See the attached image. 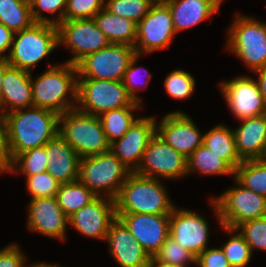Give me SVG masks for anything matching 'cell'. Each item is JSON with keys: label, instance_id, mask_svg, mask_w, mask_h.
<instances>
[{"label": "cell", "instance_id": "23", "mask_svg": "<svg viewBox=\"0 0 266 267\" xmlns=\"http://www.w3.org/2000/svg\"><path fill=\"white\" fill-rule=\"evenodd\" d=\"M233 128L236 150L242 160L263 159L266 154V113L239 120Z\"/></svg>", "mask_w": 266, "mask_h": 267}, {"label": "cell", "instance_id": "20", "mask_svg": "<svg viewBox=\"0 0 266 267\" xmlns=\"http://www.w3.org/2000/svg\"><path fill=\"white\" fill-rule=\"evenodd\" d=\"M115 218L114 199L97 196L88 205L69 216V226L81 236L105 241L109 225Z\"/></svg>", "mask_w": 266, "mask_h": 267}, {"label": "cell", "instance_id": "33", "mask_svg": "<svg viewBox=\"0 0 266 267\" xmlns=\"http://www.w3.org/2000/svg\"><path fill=\"white\" fill-rule=\"evenodd\" d=\"M229 238L221 245L231 267H247L253 257L250 246L237 229L220 226Z\"/></svg>", "mask_w": 266, "mask_h": 267}, {"label": "cell", "instance_id": "36", "mask_svg": "<svg viewBox=\"0 0 266 267\" xmlns=\"http://www.w3.org/2000/svg\"><path fill=\"white\" fill-rule=\"evenodd\" d=\"M196 79L194 75L182 69H176L167 74L163 86L169 97L176 100H187L194 94Z\"/></svg>", "mask_w": 266, "mask_h": 267}, {"label": "cell", "instance_id": "5", "mask_svg": "<svg viewBox=\"0 0 266 267\" xmlns=\"http://www.w3.org/2000/svg\"><path fill=\"white\" fill-rule=\"evenodd\" d=\"M233 180L234 187L208 198V203L218 225L236 229L244 222L266 216V197L244 187L234 177Z\"/></svg>", "mask_w": 266, "mask_h": 267}, {"label": "cell", "instance_id": "16", "mask_svg": "<svg viewBox=\"0 0 266 267\" xmlns=\"http://www.w3.org/2000/svg\"><path fill=\"white\" fill-rule=\"evenodd\" d=\"M156 133L186 158L203 145L204 134L182 110L168 112L159 122L156 120Z\"/></svg>", "mask_w": 266, "mask_h": 267}, {"label": "cell", "instance_id": "50", "mask_svg": "<svg viewBox=\"0 0 266 267\" xmlns=\"http://www.w3.org/2000/svg\"><path fill=\"white\" fill-rule=\"evenodd\" d=\"M30 267H64L61 265H56V264H51V263H47V262H36V263H31Z\"/></svg>", "mask_w": 266, "mask_h": 267}, {"label": "cell", "instance_id": "24", "mask_svg": "<svg viewBox=\"0 0 266 267\" xmlns=\"http://www.w3.org/2000/svg\"><path fill=\"white\" fill-rule=\"evenodd\" d=\"M48 170L59 183H70L78 180L80 156L57 134L46 145Z\"/></svg>", "mask_w": 266, "mask_h": 267}, {"label": "cell", "instance_id": "21", "mask_svg": "<svg viewBox=\"0 0 266 267\" xmlns=\"http://www.w3.org/2000/svg\"><path fill=\"white\" fill-rule=\"evenodd\" d=\"M105 242H108L110 257L120 267L147 266L150 256L119 218L116 217L109 225Z\"/></svg>", "mask_w": 266, "mask_h": 267}, {"label": "cell", "instance_id": "43", "mask_svg": "<svg viewBox=\"0 0 266 267\" xmlns=\"http://www.w3.org/2000/svg\"><path fill=\"white\" fill-rule=\"evenodd\" d=\"M24 251L18 243H10L0 249V267H30Z\"/></svg>", "mask_w": 266, "mask_h": 267}, {"label": "cell", "instance_id": "46", "mask_svg": "<svg viewBox=\"0 0 266 267\" xmlns=\"http://www.w3.org/2000/svg\"><path fill=\"white\" fill-rule=\"evenodd\" d=\"M14 33L4 24L0 23V57L9 56Z\"/></svg>", "mask_w": 266, "mask_h": 267}, {"label": "cell", "instance_id": "14", "mask_svg": "<svg viewBox=\"0 0 266 267\" xmlns=\"http://www.w3.org/2000/svg\"><path fill=\"white\" fill-rule=\"evenodd\" d=\"M217 85L227 107L238 121L266 113V103L252 75H237Z\"/></svg>", "mask_w": 266, "mask_h": 267}, {"label": "cell", "instance_id": "6", "mask_svg": "<svg viewBox=\"0 0 266 267\" xmlns=\"http://www.w3.org/2000/svg\"><path fill=\"white\" fill-rule=\"evenodd\" d=\"M58 134L76 151L80 158L110 151L98 116L77 108L59 115Z\"/></svg>", "mask_w": 266, "mask_h": 267}, {"label": "cell", "instance_id": "30", "mask_svg": "<svg viewBox=\"0 0 266 267\" xmlns=\"http://www.w3.org/2000/svg\"><path fill=\"white\" fill-rule=\"evenodd\" d=\"M97 196L79 180L60 184L56 194L58 205L69 217L80 208L88 205Z\"/></svg>", "mask_w": 266, "mask_h": 267}, {"label": "cell", "instance_id": "19", "mask_svg": "<svg viewBox=\"0 0 266 267\" xmlns=\"http://www.w3.org/2000/svg\"><path fill=\"white\" fill-rule=\"evenodd\" d=\"M143 250L154 257L169 237L170 215L115 213Z\"/></svg>", "mask_w": 266, "mask_h": 267}, {"label": "cell", "instance_id": "22", "mask_svg": "<svg viewBox=\"0 0 266 267\" xmlns=\"http://www.w3.org/2000/svg\"><path fill=\"white\" fill-rule=\"evenodd\" d=\"M32 106L31 72L9 66L2 80L0 116Z\"/></svg>", "mask_w": 266, "mask_h": 267}, {"label": "cell", "instance_id": "13", "mask_svg": "<svg viewBox=\"0 0 266 267\" xmlns=\"http://www.w3.org/2000/svg\"><path fill=\"white\" fill-rule=\"evenodd\" d=\"M135 54V48L130 45L109 44L76 65L78 78L122 81Z\"/></svg>", "mask_w": 266, "mask_h": 267}, {"label": "cell", "instance_id": "34", "mask_svg": "<svg viewBox=\"0 0 266 267\" xmlns=\"http://www.w3.org/2000/svg\"><path fill=\"white\" fill-rule=\"evenodd\" d=\"M45 145L27 150L12 160V174L33 176L48 170Z\"/></svg>", "mask_w": 266, "mask_h": 267}, {"label": "cell", "instance_id": "47", "mask_svg": "<svg viewBox=\"0 0 266 267\" xmlns=\"http://www.w3.org/2000/svg\"><path fill=\"white\" fill-rule=\"evenodd\" d=\"M252 74L257 76L255 78H257L256 81L258 83L260 93L266 103V66L264 68L254 71Z\"/></svg>", "mask_w": 266, "mask_h": 267}, {"label": "cell", "instance_id": "17", "mask_svg": "<svg viewBox=\"0 0 266 267\" xmlns=\"http://www.w3.org/2000/svg\"><path fill=\"white\" fill-rule=\"evenodd\" d=\"M26 227L30 232L65 241L69 217L58 205L56 197L30 199L27 205Z\"/></svg>", "mask_w": 266, "mask_h": 267}, {"label": "cell", "instance_id": "27", "mask_svg": "<svg viewBox=\"0 0 266 267\" xmlns=\"http://www.w3.org/2000/svg\"><path fill=\"white\" fill-rule=\"evenodd\" d=\"M203 146L223 159L234 171L242 163L236 150L233 129L218 123L204 133Z\"/></svg>", "mask_w": 266, "mask_h": 267}, {"label": "cell", "instance_id": "4", "mask_svg": "<svg viewBox=\"0 0 266 267\" xmlns=\"http://www.w3.org/2000/svg\"><path fill=\"white\" fill-rule=\"evenodd\" d=\"M226 31L225 50L245 64L251 73L266 66V23L236 13Z\"/></svg>", "mask_w": 266, "mask_h": 267}, {"label": "cell", "instance_id": "26", "mask_svg": "<svg viewBox=\"0 0 266 267\" xmlns=\"http://www.w3.org/2000/svg\"><path fill=\"white\" fill-rule=\"evenodd\" d=\"M93 20L110 44L135 46L137 23L133 20L114 15L105 8L99 11Z\"/></svg>", "mask_w": 266, "mask_h": 267}, {"label": "cell", "instance_id": "37", "mask_svg": "<svg viewBox=\"0 0 266 267\" xmlns=\"http://www.w3.org/2000/svg\"><path fill=\"white\" fill-rule=\"evenodd\" d=\"M67 2L68 0H29L33 21L57 26L64 21ZM46 12L53 17L45 15Z\"/></svg>", "mask_w": 266, "mask_h": 267}, {"label": "cell", "instance_id": "31", "mask_svg": "<svg viewBox=\"0 0 266 267\" xmlns=\"http://www.w3.org/2000/svg\"><path fill=\"white\" fill-rule=\"evenodd\" d=\"M0 23L13 33L30 27L34 21L29 0H0Z\"/></svg>", "mask_w": 266, "mask_h": 267}, {"label": "cell", "instance_id": "32", "mask_svg": "<svg viewBox=\"0 0 266 267\" xmlns=\"http://www.w3.org/2000/svg\"><path fill=\"white\" fill-rule=\"evenodd\" d=\"M234 178L244 187L266 197V159L243 160Z\"/></svg>", "mask_w": 266, "mask_h": 267}, {"label": "cell", "instance_id": "29", "mask_svg": "<svg viewBox=\"0 0 266 267\" xmlns=\"http://www.w3.org/2000/svg\"><path fill=\"white\" fill-rule=\"evenodd\" d=\"M143 108L144 107H122L106 111L98 116L110 144L124 136L129 127L138 118L134 117V112L136 113V111L138 112Z\"/></svg>", "mask_w": 266, "mask_h": 267}, {"label": "cell", "instance_id": "25", "mask_svg": "<svg viewBox=\"0 0 266 267\" xmlns=\"http://www.w3.org/2000/svg\"><path fill=\"white\" fill-rule=\"evenodd\" d=\"M224 0H167L176 33L194 27L218 13Z\"/></svg>", "mask_w": 266, "mask_h": 267}, {"label": "cell", "instance_id": "9", "mask_svg": "<svg viewBox=\"0 0 266 267\" xmlns=\"http://www.w3.org/2000/svg\"><path fill=\"white\" fill-rule=\"evenodd\" d=\"M122 107L144 106L133 100L122 81L78 78V110L99 116L106 111Z\"/></svg>", "mask_w": 266, "mask_h": 267}, {"label": "cell", "instance_id": "2", "mask_svg": "<svg viewBox=\"0 0 266 267\" xmlns=\"http://www.w3.org/2000/svg\"><path fill=\"white\" fill-rule=\"evenodd\" d=\"M47 70L33 79L31 72L33 106L63 114L76 108L78 69L68 62L47 63ZM37 77V78H36Z\"/></svg>", "mask_w": 266, "mask_h": 267}, {"label": "cell", "instance_id": "49", "mask_svg": "<svg viewBox=\"0 0 266 267\" xmlns=\"http://www.w3.org/2000/svg\"><path fill=\"white\" fill-rule=\"evenodd\" d=\"M146 267H176L166 263H162L156 260L154 257H150Z\"/></svg>", "mask_w": 266, "mask_h": 267}, {"label": "cell", "instance_id": "51", "mask_svg": "<svg viewBox=\"0 0 266 267\" xmlns=\"http://www.w3.org/2000/svg\"><path fill=\"white\" fill-rule=\"evenodd\" d=\"M155 2H165L167 0H154Z\"/></svg>", "mask_w": 266, "mask_h": 267}, {"label": "cell", "instance_id": "45", "mask_svg": "<svg viewBox=\"0 0 266 267\" xmlns=\"http://www.w3.org/2000/svg\"><path fill=\"white\" fill-rule=\"evenodd\" d=\"M12 158L8 147V138L6 134L5 122L0 116V175L11 173Z\"/></svg>", "mask_w": 266, "mask_h": 267}, {"label": "cell", "instance_id": "3", "mask_svg": "<svg viewBox=\"0 0 266 267\" xmlns=\"http://www.w3.org/2000/svg\"><path fill=\"white\" fill-rule=\"evenodd\" d=\"M160 179L144 177L132 172L115 201V213L170 215L176 205Z\"/></svg>", "mask_w": 266, "mask_h": 267}, {"label": "cell", "instance_id": "7", "mask_svg": "<svg viewBox=\"0 0 266 267\" xmlns=\"http://www.w3.org/2000/svg\"><path fill=\"white\" fill-rule=\"evenodd\" d=\"M58 47L57 26L34 22L30 27L14 33L7 57L11 67L33 72L37 64Z\"/></svg>", "mask_w": 266, "mask_h": 267}, {"label": "cell", "instance_id": "11", "mask_svg": "<svg viewBox=\"0 0 266 267\" xmlns=\"http://www.w3.org/2000/svg\"><path fill=\"white\" fill-rule=\"evenodd\" d=\"M177 35L170 9L165 2H155L137 23L136 54L147 55L167 49Z\"/></svg>", "mask_w": 266, "mask_h": 267}, {"label": "cell", "instance_id": "10", "mask_svg": "<svg viewBox=\"0 0 266 267\" xmlns=\"http://www.w3.org/2000/svg\"><path fill=\"white\" fill-rule=\"evenodd\" d=\"M58 47L70 51L71 57L64 62L77 65L83 58L107 47L110 42L98 28L93 18L64 20L57 25Z\"/></svg>", "mask_w": 266, "mask_h": 267}, {"label": "cell", "instance_id": "8", "mask_svg": "<svg viewBox=\"0 0 266 267\" xmlns=\"http://www.w3.org/2000/svg\"><path fill=\"white\" fill-rule=\"evenodd\" d=\"M132 172L111 152L80 159L78 180L96 196L115 199Z\"/></svg>", "mask_w": 266, "mask_h": 267}, {"label": "cell", "instance_id": "38", "mask_svg": "<svg viewBox=\"0 0 266 267\" xmlns=\"http://www.w3.org/2000/svg\"><path fill=\"white\" fill-rule=\"evenodd\" d=\"M154 258L162 263L176 267H188L191 264L196 266V257L170 235Z\"/></svg>", "mask_w": 266, "mask_h": 267}, {"label": "cell", "instance_id": "42", "mask_svg": "<svg viewBox=\"0 0 266 267\" xmlns=\"http://www.w3.org/2000/svg\"><path fill=\"white\" fill-rule=\"evenodd\" d=\"M105 8V0H68L64 20L93 18Z\"/></svg>", "mask_w": 266, "mask_h": 267}, {"label": "cell", "instance_id": "28", "mask_svg": "<svg viewBox=\"0 0 266 267\" xmlns=\"http://www.w3.org/2000/svg\"><path fill=\"white\" fill-rule=\"evenodd\" d=\"M234 170L215 153L201 145L187 158V175H232Z\"/></svg>", "mask_w": 266, "mask_h": 267}, {"label": "cell", "instance_id": "44", "mask_svg": "<svg viewBox=\"0 0 266 267\" xmlns=\"http://www.w3.org/2000/svg\"><path fill=\"white\" fill-rule=\"evenodd\" d=\"M196 265L198 267H231L221 246L206 248L196 258Z\"/></svg>", "mask_w": 266, "mask_h": 267}, {"label": "cell", "instance_id": "41", "mask_svg": "<svg viewBox=\"0 0 266 267\" xmlns=\"http://www.w3.org/2000/svg\"><path fill=\"white\" fill-rule=\"evenodd\" d=\"M26 177L28 194L33 198L56 197L60 184L50 173L43 172Z\"/></svg>", "mask_w": 266, "mask_h": 267}, {"label": "cell", "instance_id": "35", "mask_svg": "<svg viewBox=\"0 0 266 267\" xmlns=\"http://www.w3.org/2000/svg\"><path fill=\"white\" fill-rule=\"evenodd\" d=\"M141 57L142 56L140 54L134 55L124 73L122 82L126 88V91L133 98V100L143 104L141 96L138 95V91L148 88L149 81L152 79L153 74H151L147 68L137 66Z\"/></svg>", "mask_w": 266, "mask_h": 267}, {"label": "cell", "instance_id": "40", "mask_svg": "<svg viewBox=\"0 0 266 267\" xmlns=\"http://www.w3.org/2000/svg\"><path fill=\"white\" fill-rule=\"evenodd\" d=\"M236 229L250 246L252 254L253 250L266 251V216L244 222Z\"/></svg>", "mask_w": 266, "mask_h": 267}, {"label": "cell", "instance_id": "1", "mask_svg": "<svg viewBox=\"0 0 266 267\" xmlns=\"http://www.w3.org/2000/svg\"><path fill=\"white\" fill-rule=\"evenodd\" d=\"M12 160L19 154L46 145L59 131V114L39 107L11 111L2 116Z\"/></svg>", "mask_w": 266, "mask_h": 267}, {"label": "cell", "instance_id": "18", "mask_svg": "<svg viewBox=\"0 0 266 267\" xmlns=\"http://www.w3.org/2000/svg\"><path fill=\"white\" fill-rule=\"evenodd\" d=\"M155 116L138 117L121 139L110 144V151L131 172H134L142 159L150 139L156 134Z\"/></svg>", "mask_w": 266, "mask_h": 267}, {"label": "cell", "instance_id": "12", "mask_svg": "<svg viewBox=\"0 0 266 267\" xmlns=\"http://www.w3.org/2000/svg\"><path fill=\"white\" fill-rule=\"evenodd\" d=\"M134 173L169 181L183 179L187 176V158L163 141L156 133L150 139Z\"/></svg>", "mask_w": 266, "mask_h": 267}, {"label": "cell", "instance_id": "39", "mask_svg": "<svg viewBox=\"0 0 266 267\" xmlns=\"http://www.w3.org/2000/svg\"><path fill=\"white\" fill-rule=\"evenodd\" d=\"M154 0H105V9L110 13L138 23L151 9Z\"/></svg>", "mask_w": 266, "mask_h": 267}, {"label": "cell", "instance_id": "15", "mask_svg": "<svg viewBox=\"0 0 266 267\" xmlns=\"http://www.w3.org/2000/svg\"><path fill=\"white\" fill-rule=\"evenodd\" d=\"M209 228L207 218L195 210L177 206L170 214L169 235L196 258L209 247Z\"/></svg>", "mask_w": 266, "mask_h": 267}, {"label": "cell", "instance_id": "48", "mask_svg": "<svg viewBox=\"0 0 266 267\" xmlns=\"http://www.w3.org/2000/svg\"><path fill=\"white\" fill-rule=\"evenodd\" d=\"M7 58L0 57V102L2 98V80L4 77L5 70L9 67Z\"/></svg>", "mask_w": 266, "mask_h": 267}]
</instances>
